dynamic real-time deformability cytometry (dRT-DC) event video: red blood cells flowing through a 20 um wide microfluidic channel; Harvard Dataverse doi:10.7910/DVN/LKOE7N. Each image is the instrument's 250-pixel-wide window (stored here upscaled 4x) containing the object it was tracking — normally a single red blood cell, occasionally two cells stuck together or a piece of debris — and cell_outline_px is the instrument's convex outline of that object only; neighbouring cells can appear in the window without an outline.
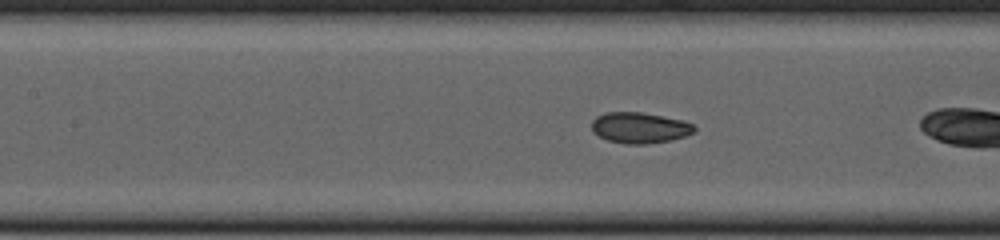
{"species": "common noctule bat (a hibernating species)", "species_latin": "Nyctalus noctula", "temperature_condition": "cold", "stored_images_in_passage": 26, "camera_frame_rate_fps": 3000, "um_per_image_px": 0.085, "animal": {"sex": "female", "body_mass_g": 23.0, "forearm_length_mm": 53.4}, "frame": {"image": 1, "passage_image": 8, "time_ms": 2.333, "image_size_px": [1000, 240], "cell_outline_px": [[696, 132], [672, 140], [648, 144], [628, 144], [608, 140], [592, 132], [592, 120], [596, 116], [604, 112], [640, 112], [684, 120], [696, 124]], "centroid_in_image_um": [54.41, 10.85], "position_along_channel_um": 153.0, "area_um2": 18.67}}